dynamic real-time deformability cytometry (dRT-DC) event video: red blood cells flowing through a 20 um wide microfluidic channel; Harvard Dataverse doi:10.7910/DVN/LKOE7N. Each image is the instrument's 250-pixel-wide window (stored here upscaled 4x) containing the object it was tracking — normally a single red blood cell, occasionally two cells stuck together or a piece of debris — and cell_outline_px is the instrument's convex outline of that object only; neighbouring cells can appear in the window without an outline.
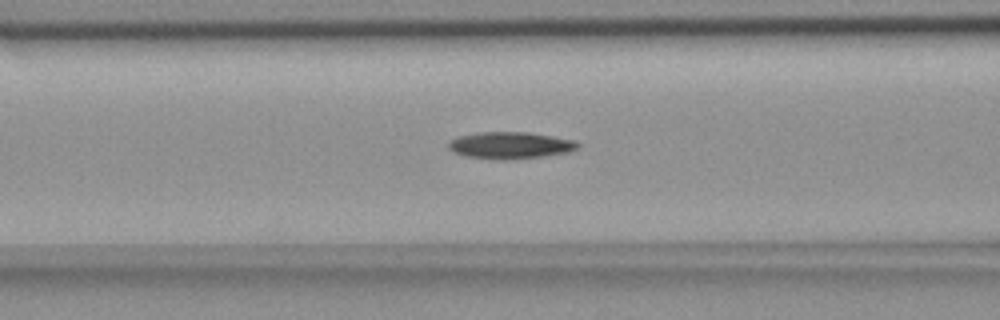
{"species": "common noctule bat (a hibernating species)", "species_latin": "Nyctalus noctula", "temperature_condition": "room temperature", "stored_images_in_passage": 39, "segment_of_instrument_passage": [1, 2], "camera_frame_rate_fps": 3000, "um_per_image_px": 0.085, "animal": {"sex": "female", "body_mass_g": 18.4}, "frame": {"image": 1, "passage_image": 5, "time_ms": 1.333, "image_size_px": [1000, 320], "cell_outline_px": [[580, 144], [576, 148], [568, 152], [544, 156], [464, 156], [452, 152], [448, 148], [448, 140], [460, 136], [480, 132], [528, 132], [576, 140]], "centroid_in_image_um": [43.38, 12.29], "position_along_channel_um": 123.2, "area_um2": 19.07}}
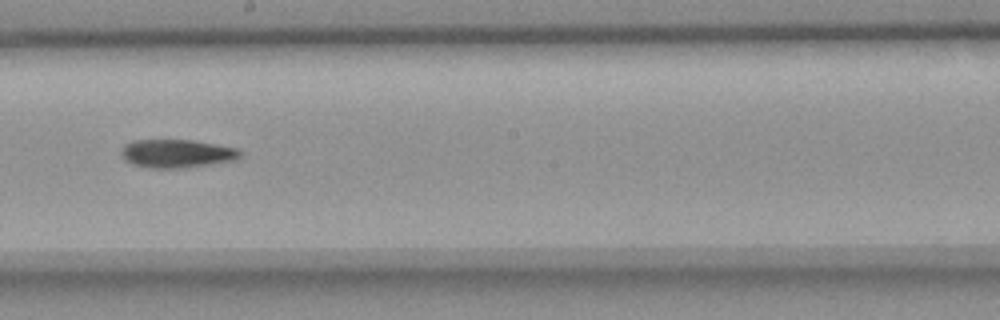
{"frame": {"image": 2, "passage_image": 14, "time_ms": 4.333, "image_size_px": [1000, 320], "cell_outline_px": [[244, 152], [236, 160], [180, 168], [148, 168], [132, 164], [124, 160], [120, 152], [120, 148], [124, 144], [132, 140], [192, 140], [236, 148]], "centroid_in_image_um": [14.98, 13.05], "position_along_channel_um": 233.2, "area_um2": 19.71}}
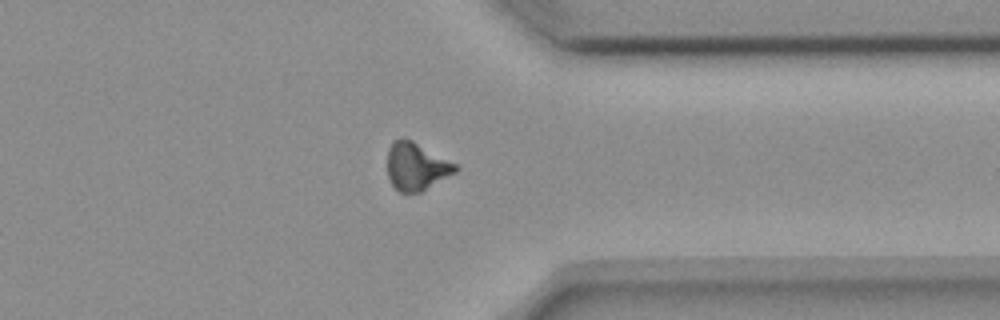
{"frame": {"image": 3, "passage_image": 26, "time_ms": 8.333, "image_size_px": [1000, 320], "cell_outline_px": [[460, 168], [456, 172], [420, 192], [400, 192], [392, 184], [388, 176], [388, 148], [392, 140], [412, 140], [456, 164]], "centroid_in_image_um": [35.39, 14.15], "position_along_channel_um": 376.0, "area_um2": 18.55}}